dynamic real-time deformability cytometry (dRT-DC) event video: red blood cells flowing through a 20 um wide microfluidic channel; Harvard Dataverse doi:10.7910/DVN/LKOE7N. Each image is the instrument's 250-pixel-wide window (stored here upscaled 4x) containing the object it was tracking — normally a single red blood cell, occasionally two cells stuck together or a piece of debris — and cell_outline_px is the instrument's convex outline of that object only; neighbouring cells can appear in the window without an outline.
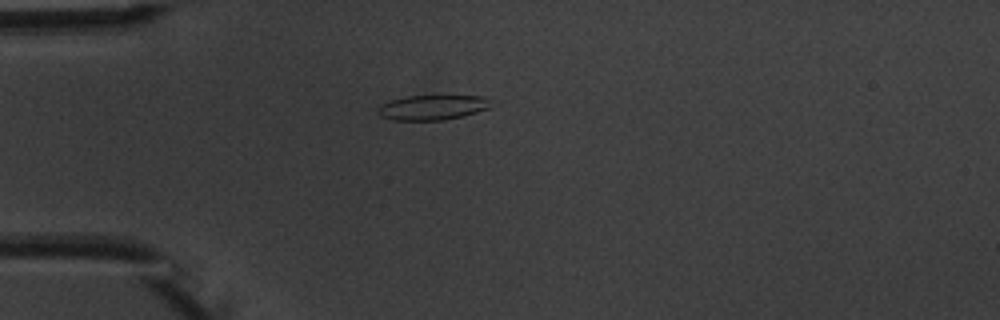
{"species": "common noctule bat (a hibernating species)", "species_latin": "Nyctalus noctula", "temperature_condition": "warm", "stored_images_in_passage": 2, "camera_frame_rate_fps": 3000, "um_per_image_px": 0.085, "animal": {"sex": "male", "body_mass_g": 20.1, "forearm_length_mm": 53.5}, "frame": {"image": 1, "passage_image": 2, "time_ms": 1.0, "image_size_px": [1000, 320], "cell_outline_px": [[488, 108], [476, 112], [444, 120], [392, 120], [380, 116], [376, 112], [376, 108], [380, 104], [392, 100], [408, 96], [480, 96], [488, 100]], "centroid_in_image_um": [36.64, 9.14], "position_along_channel_um": 48.4, "area_um2": 16.13}}